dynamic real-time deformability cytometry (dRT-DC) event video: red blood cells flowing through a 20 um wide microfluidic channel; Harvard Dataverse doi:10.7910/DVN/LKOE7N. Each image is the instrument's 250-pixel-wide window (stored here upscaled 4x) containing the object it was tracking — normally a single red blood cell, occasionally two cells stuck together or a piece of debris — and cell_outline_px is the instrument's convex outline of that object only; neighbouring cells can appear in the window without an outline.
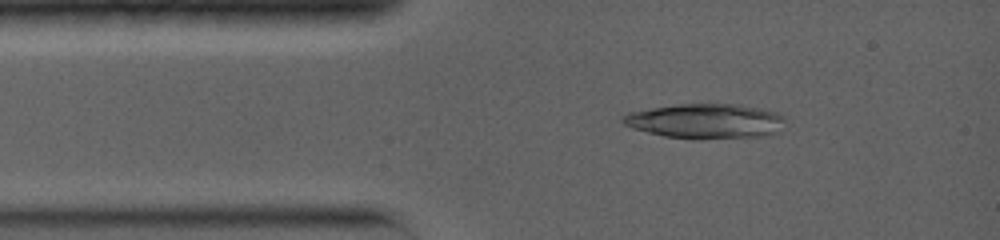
{"species": "common noctule bat (a hibernating species)", "species_latin": "Nyctalus noctula", "temperature_condition": "warm", "stored_images_in_passage": 4, "camera_frame_rate_fps": 5000, "um_per_image_px": 0.085, "animal": {"sex": "female", "body_mass_g": 19.0, "forearm_length_mm": 56.7}, "frame": {"image": 1, "passage_image": 4, "time_ms": 1.6, "image_size_px": [1000, 240], "cell_outline_px": [[784, 120], [780, 132], [764, 136], [692, 140], [664, 136], [632, 128], [624, 124], [620, 120], [620, 116], [628, 112], [652, 108], [680, 104], [736, 104], [760, 108], [776, 112], [784, 116]], "centroid_in_image_um": [59.96, 10.31], "position_along_channel_um": 25.0, "area_um2": 33.29}}